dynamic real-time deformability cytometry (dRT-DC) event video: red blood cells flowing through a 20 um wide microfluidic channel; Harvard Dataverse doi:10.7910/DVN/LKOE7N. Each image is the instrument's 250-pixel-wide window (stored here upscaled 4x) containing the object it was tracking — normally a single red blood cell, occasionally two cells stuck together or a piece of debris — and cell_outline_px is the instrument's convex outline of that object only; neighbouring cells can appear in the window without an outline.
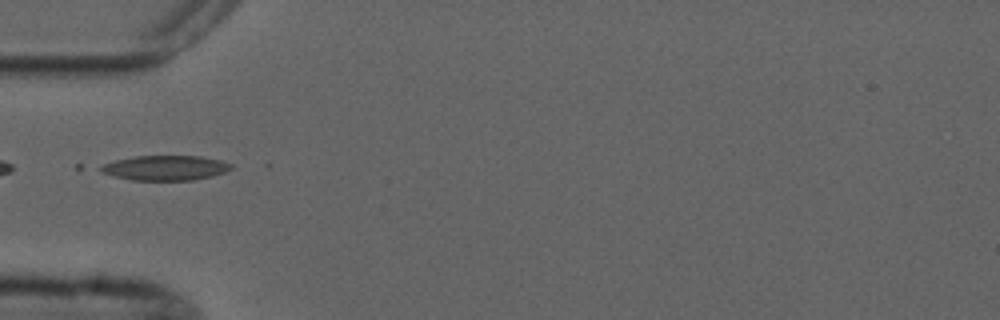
{"species": "common noctule bat (a hibernating species)", "species_latin": "Nyctalus noctula", "temperature_condition": "cold", "stored_images_in_passage": 4, "camera_frame_rate_fps": 3000, "um_per_image_px": 0.085, "animal": {"sex": "male", "forearm_length_mm": 52.5}, "frame": {"image": 1, "passage_image": 4, "time_ms": 4.333, "image_size_px": [1000, 320], "cell_outline_px": [[232, 168], [224, 172], [212, 176], [192, 180], [132, 180], [112, 176], [100, 172], [96, 168], [104, 164], [116, 160], [136, 156], [200, 156], [220, 160], [232, 164]], "centroid_in_image_um": [14.01, 14.27], "position_along_channel_um": 71.0, "area_um2": 18.9}}